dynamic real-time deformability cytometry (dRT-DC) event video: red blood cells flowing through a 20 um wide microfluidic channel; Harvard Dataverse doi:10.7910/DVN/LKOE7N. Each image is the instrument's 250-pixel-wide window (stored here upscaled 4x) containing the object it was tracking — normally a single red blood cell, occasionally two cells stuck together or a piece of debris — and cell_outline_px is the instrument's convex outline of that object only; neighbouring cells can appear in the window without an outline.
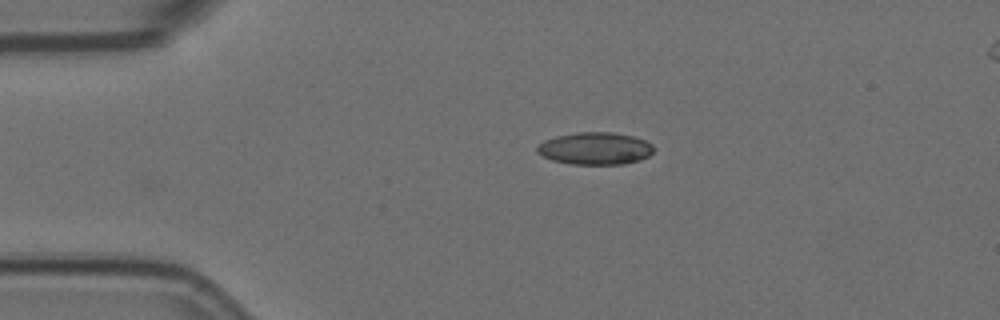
{"species": "Egyptian fruit bat (a non-hibernating species)", "species_latin": "Rousettus aegyptiacus", "temperature_condition": "room temperature", "stored_images_in_passage": 5, "camera_frame_rate_fps": 3000, "um_per_image_px": 0.085, "animal": {"sex": "female"}, "frame": {"image": 1, "passage_image": 5, "time_ms": 1.333, "image_size_px": [1000, 320], "cell_outline_px": [[656, 148], [648, 156], [640, 160], [624, 164], [572, 164], [552, 160], [536, 152], [536, 148], [544, 140], [556, 136], [576, 132], [612, 132], [632, 136], [644, 140], [652, 144]], "centroid_in_image_um": [50.6, 12.61], "position_along_channel_um": 34.4, "area_um2": 21.96}}